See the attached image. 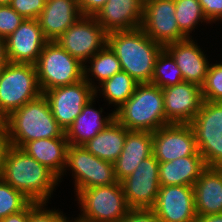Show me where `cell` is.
I'll return each instance as SVG.
<instances>
[{"instance_id":"31","label":"cell","mask_w":222,"mask_h":222,"mask_svg":"<svg viewBox=\"0 0 222 222\" xmlns=\"http://www.w3.org/2000/svg\"><path fill=\"white\" fill-rule=\"evenodd\" d=\"M32 201L0 178V220L24 210Z\"/></svg>"},{"instance_id":"27","label":"cell","mask_w":222,"mask_h":222,"mask_svg":"<svg viewBox=\"0 0 222 222\" xmlns=\"http://www.w3.org/2000/svg\"><path fill=\"white\" fill-rule=\"evenodd\" d=\"M138 84L128 73L120 71L97 85L95 96L97 93L104 95L109 105L114 104V109L118 110L133 95Z\"/></svg>"},{"instance_id":"19","label":"cell","mask_w":222,"mask_h":222,"mask_svg":"<svg viewBox=\"0 0 222 222\" xmlns=\"http://www.w3.org/2000/svg\"><path fill=\"white\" fill-rule=\"evenodd\" d=\"M143 8L141 0H108L94 18L108 33L134 30L142 25Z\"/></svg>"},{"instance_id":"14","label":"cell","mask_w":222,"mask_h":222,"mask_svg":"<svg viewBox=\"0 0 222 222\" xmlns=\"http://www.w3.org/2000/svg\"><path fill=\"white\" fill-rule=\"evenodd\" d=\"M140 28L164 47L187 38L177 24L175 0H153L144 4Z\"/></svg>"},{"instance_id":"32","label":"cell","mask_w":222,"mask_h":222,"mask_svg":"<svg viewBox=\"0 0 222 222\" xmlns=\"http://www.w3.org/2000/svg\"><path fill=\"white\" fill-rule=\"evenodd\" d=\"M46 203L31 202L29 204V222H73L59 209H48ZM65 215V216H64Z\"/></svg>"},{"instance_id":"34","label":"cell","mask_w":222,"mask_h":222,"mask_svg":"<svg viewBox=\"0 0 222 222\" xmlns=\"http://www.w3.org/2000/svg\"><path fill=\"white\" fill-rule=\"evenodd\" d=\"M45 4L44 0H11L9 5L24 19H37Z\"/></svg>"},{"instance_id":"23","label":"cell","mask_w":222,"mask_h":222,"mask_svg":"<svg viewBox=\"0 0 222 222\" xmlns=\"http://www.w3.org/2000/svg\"><path fill=\"white\" fill-rule=\"evenodd\" d=\"M95 98L99 97L94 96L86 103L82 112L65 132L69 145H84L115 119L114 111L106 117H102L104 116L101 115L103 108L101 107L99 110H96L93 107Z\"/></svg>"},{"instance_id":"45","label":"cell","mask_w":222,"mask_h":222,"mask_svg":"<svg viewBox=\"0 0 222 222\" xmlns=\"http://www.w3.org/2000/svg\"><path fill=\"white\" fill-rule=\"evenodd\" d=\"M5 65H0V76H1V73H2V70H3V67H4Z\"/></svg>"},{"instance_id":"37","label":"cell","mask_w":222,"mask_h":222,"mask_svg":"<svg viewBox=\"0 0 222 222\" xmlns=\"http://www.w3.org/2000/svg\"><path fill=\"white\" fill-rule=\"evenodd\" d=\"M107 1L108 0H78V3L82 15L95 16Z\"/></svg>"},{"instance_id":"24","label":"cell","mask_w":222,"mask_h":222,"mask_svg":"<svg viewBox=\"0 0 222 222\" xmlns=\"http://www.w3.org/2000/svg\"><path fill=\"white\" fill-rule=\"evenodd\" d=\"M68 145L66 137L45 138L27 142L21 149L52 171L60 183L66 167Z\"/></svg>"},{"instance_id":"3","label":"cell","mask_w":222,"mask_h":222,"mask_svg":"<svg viewBox=\"0 0 222 222\" xmlns=\"http://www.w3.org/2000/svg\"><path fill=\"white\" fill-rule=\"evenodd\" d=\"M107 45L119 59L122 71L139 84L151 83L156 60L164 46L141 28L109 32Z\"/></svg>"},{"instance_id":"5","label":"cell","mask_w":222,"mask_h":222,"mask_svg":"<svg viewBox=\"0 0 222 222\" xmlns=\"http://www.w3.org/2000/svg\"><path fill=\"white\" fill-rule=\"evenodd\" d=\"M114 117L128 130L155 132L169 125L162 89L151 83L138 84L133 95L114 110Z\"/></svg>"},{"instance_id":"29","label":"cell","mask_w":222,"mask_h":222,"mask_svg":"<svg viewBox=\"0 0 222 222\" xmlns=\"http://www.w3.org/2000/svg\"><path fill=\"white\" fill-rule=\"evenodd\" d=\"M175 17L180 31L187 37L201 23L211 24L204 16L198 0H175Z\"/></svg>"},{"instance_id":"35","label":"cell","mask_w":222,"mask_h":222,"mask_svg":"<svg viewBox=\"0 0 222 222\" xmlns=\"http://www.w3.org/2000/svg\"><path fill=\"white\" fill-rule=\"evenodd\" d=\"M201 4L204 16L212 24L222 22V0H198Z\"/></svg>"},{"instance_id":"28","label":"cell","mask_w":222,"mask_h":222,"mask_svg":"<svg viewBox=\"0 0 222 222\" xmlns=\"http://www.w3.org/2000/svg\"><path fill=\"white\" fill-rule=\"evenodd\" d=\"M201 91L206 108L222 124V62L210 63Z\"/></svg>"},{"instance_id":"21","label":"cell","mask_w":222,"mask_h":222,"mask_svg":"<svg viewBox=\"0 0 222 222\" xmlns=\"http://www.w3.org/2000/svg\"><path fill=\"white\" fill-rule=\"evenodd\" d=\"M82 13L78 0H49L37 18L48 41H56Z\"/></svg>"},{"instance_id":"10","label":"cell","mask_w":222,"mask_h":222,"mask_svg":"<svg viewBox=\"0 0 222 222\" xmlns=\"http://www.w3.org/2000/svg\"><path fill=\"white\" fill-rule=\"evenodd\" d=\"M66 170H72L75 194L82 189L118 183L113 163L96 157L83 145H68L63 175Z\"/></svg>"},{"instance_id":"44","label":"cell","mask_w":222,"mask_h":222,"mask_svg":"<svg viewBox=\"0 0 222 222\" xmlns=\"http://www.w3.org/2000/svg\"><path fill=\"white\" fill-rule=\"evenodd\" d=\"M141 1H142L143 5H144V4H146V3L150 2V1H153V0H141Z\"/></svg>"},{"instance_id":"41","label":"cell","mask_w":222,"mask_h":222,"mask_svg":"<svg viewBox=\"0 0 222 222\" xmlns=\"http://www.w3.org/2000/svg\"><path fill=\"white\" fill-rule=\"evenodd\" d=\"M5 39L0 37V65L8 63Z\"/></svg>"},{"instance_id":"15","label":"cell","mask_w":222,"mask_h":222,"mask_svg":"<svg viewBox=\"0 0 222 222\" xmlns=\"http://www.w3.org/2000/svg\"><path fill=\"white\" fill-rule=\"evenodd\" d=\"M151 210L161 222H196L193 186H160Z\"/></svg>"},{"instance_id":"25","label":"cell","mask_w":222,"mask_h":222,"mask_svg":"<svg viewBox=\"0 0 222 222\" xmlns=\"http://www.w3.org/2000/svg\"><path fill=\"white\" fill-rule=\"evenodd\" d=\"M127 133L128 129L114 119L83 146L96 157L114 163L123 150Z\"/></svg>"},{"instance_id":"43","label":"cell","mask_w":222,"mask_h":222,"mask_svg":"<svg viewBox=\"0 0 222 222\" xmlns=\"http://www.w3.org/2000/svg\"><path fill=\"white\" fill-rule=\"evenodd\" d=\"M4 127V119L0 116V129Z\"/></svg>"},{"instance_id":"1","label":"cell","mask_w":222,"mask_h":222,"mask_svg":"<svg viewBox=\"0 0 222 222\" xmlns=\"http://www.w3.org/2000/svg\"><path fill=\"white\" fill-rule=\"evenodd\" d=\"M221 152L222 125L169 124L153 132V155L159 163Z\"/></svg>"},{"instance_id":"26","label":"cell","mask_w":222,"mask_h":222,"mask_svg":"<svg viewBox=\"0 0 222 222\" xmlns=\"http://www.w3.org/2000/svg\"><path fill=\"white\" fill-rule=\"evenodd\" d=\"M87 62L90 65H83L84 79L94 89L97 87V84H101L106 79H109L116 73L122 71L119 59L108 45L99 50ZM91 77H95V79L93 80ZM95 80L99 81V83L95 84Z\"/></svg>"},{"instance_id":"7","label":"cell","mask_w":222,"mask_h":222,"mask_svg":"<svg viewBox=\"0 0 222 222\" xmlns=\"http://www.w3.org/2000/svg\"><path fill=\"white\" fill-rule=\"evenodd\" d=\"M76 196L82 213L74 222H119L131 209L120 182L82 189Z\"/></svg>"},{"instance_id":"42","label":"cell","mask_w":222,"mask_h":222,"mask_svg":"<svg viewBox=\"0 0 222 222\" xmlns=\"http://www.w3.org/2000/svg\"><path fill=\"white\" fill-rule=\"evenodd\" d=\"M11 0H0V5H9Z\"/></svg>"},{"instance_id":"9","label":"cell","mask_w":222,"mask_h":222,"mask_svg":"<svg viewBox=\"0 0 222 222\" xmlns=\"http://www.w3.org/2000/svg\"><path fill=\"white\" fill-rule=\"evenodd\" d=\"M35 67L42 94L52 88L70 85L84 78L83 64L56 41L47 42Z\"/></svg>"},{"instance_id":"12","label":"cell","mask_w":222,"mask_h":222,"mask_svg":"<svg viewBox=\"0 0 222 222\" xmlns=\"http://www.w3.org/2000/svg\"><path fill=\"white\" fill-rule=\"evenodd\" d=\"M53 117L64 130L72 125L86 103L95 96L94 88L83 78L76 83L45 91Z\"/></svg>"},{"instance_id":"17","label":"cell","mask_w":222,"mask_h":222,"mask_svg":"<svg viewBox=\"0 0 222 222\" xmlns=\"http://www.w3.org/2000/svg\"><path fill=\"white\" fill-rule=\"evenodd\" d=\"M197 216L222 213V152L193 185Z\"/></svg>"},{"instance_id":"8","label":"cell","mask_w":222,"mask_h":222,"mask_svg":"<svg viewBox=\"0 0 222 222\" xmlns=\"http://www.w3.org/2000/svg\"><path fill=\"white\" fill-rule=\"evenodd\" d=\"M41 94L35 65L8 62L3 67L0 76V116L3 119Z\"/></svg>"},{"instance_id":"20","label":"cell","mask_w":222,"mask_h":222,"mask_svg":"<svg viewBox=\"0 0 222 222\" xmlns=\"http://www.w3.org/2000/svg\"><path fill=\"white\" fill-rule=\"evenodd\" d=\"M218 155H191L159 163L160 186H193Z\"/></svg>"},{"instance_id":"30","label":"cell","mask_w":222,"mask_h":222,"mask_svg":"<svg viewBox=\"0 0 222 222\" xmlns=\"http://www.w3.org/2000/svg\"><path fill=\"white\" fill-rule=\"evenodd\" d=\"M183 81L181 70L176 65L174 58L163 49L156 60L151 84L162 89Z\"/></svg>"},{"instance_id":"36","label":"cell","mask_w":222,"mask_h":222,"mask_svg":"<svg viewBox=\"0 0 222 222\" xmlns=\"http://www.w3.org/2000/svg\"><path fill=\"white\" fill-rule=\"evenodd\" d=\"M119 222H161L151 209L131 208Z\"/></svg>"},{"instance_id":"16","label":"cell","mask_w":222,"mask_h":222,"mask_svg":"<svg viewBox=\"0 0 222 222\" xmlns=\"http://www.w3.org/2000/svg\"><path fill=\"white\" fill-rule=\"evenodd\" d=\"M48 40L37 19H24L5 39L8 61L35 65Z\"/></svg>"},{"instance_id":"33","label":"cell","mask_w":222,"mask_h":222,"mask_svg":"<svg viewBox=\"0 0 222 222\" xmlns=\"http://www.w3.org/2000/svg\"><path fill=\"white\" fill-rule=\"evenodd\" d=\"M23 20L24 18L10 5H0V37L6 39L20 26Z\"/></svg>"},{"instance_id":"18","label":"cell","mask_w":222,"mask_h":222,"mask_svg":"<svg viewBox=\"0 0 222 222\" xmlns=\"http://www.w3.org/2000/svg\"><path fill=\"white\" fill-rule=\"evenodd\" d=\"M194 41L192 38H186L167 44L164 49L174 58L183 80L201 87L206 79L210 62L204 50L202 51L197 41Z\"/></svg>"},{"instance_id":"39","label":"cell","mask_w":222,"mask_h":222,"mask_svg":"<svg viewBox=\"0 0 222 222\" xmlns=\"http://www.w3.org/2000/svg\"><path fill=\"white\" fill-rule=\"evenodd\" d=\"M0 222H29V205L24 210L1 219Z\"/></svg>"},{"instance_id":"38","label":"cell","mask_w":222,"mask_h":222,"mask_svg":"<svg viewBox=\"0 0 222 222\" xmlns=\"http://www.w3.org/2000/svg\"><path fill=\"white\" fill-rule=\"evenodd\" d=\"M10 146L11 144L8 139L7 131L5 127H3L0 129V176L2 172V166L5 162L6 153Z\"/></svg>"},{"instance_id":"13","label":"cell","mask_w":222,"mask_h":222,"mask_svg":"<svg viewBox=\"0 0 222 222\" xmlns=\"http://www.w3.org/2000/svg\"><path fill=\"white\" fill-rule=\"evenodd\" d=\"M159 162L151 155L120 183L130 208L151 209L160 189Z\"/></svg>"},{"instance_id":"22","label":"cell","mask_w":222,"mask_h":222,"mask_svg":"<svg viewBox=\"0 0 222 222\" xmlns=\"http://www.w3.org/2000/svg\"><path fill=\"white\" fill-rule=\"evenodd\" d=\"M153 155V132L128 130L123 150L113 163L118 182L127 178L139 163Z\"/></svg>"},{"instance_id":"40","label":"cell","mask_w":222,"mask_h":222,"mask_svg":"<svg viewBox=\"0 0 222 222\" xmlns=\"http://www.w3.org/2000/svg\"><path fill=\"white\" fill-rule=\"evenodd\" d=\"M196 222H222V213L205 215V216H197Z\"/></svg>"},{"instance_id":"6","label":"cell","mask_w":222,"mask_h":222,"mask_svg":"<svg viewBox=\"0 0 222 222\" xmlns=\"http://www.w3.org/2000/svg\"><path fill=\"white\" fill-rule=\"evenodd\" d=\"M162 92L168 124L222 125L206 108L199 85L183 81Z\"/></svg>"},{"instance_id":"4","label":"cell","mask_w":222,"mask_h":222,"mask_svg":"<svg viewBox=\"0 0 222 222\" xmlns=\"http://www.w3.org/2000/svg\"><path fill=\"white\" fill-rule=\"evenodd\" d=\"M4 127L11 146L18 148L32 140L66 137L43 94L13 111L4 119Z\"/></svg>"},{"instance_id":"11","label":"cell","mask_w":222,"mask_h":222,"mask_svg":"<svg viewBox=\"0 0 222 222\" xmlns=\"http://www.w3.org/2000/svg\"><path fill=\"white\" fill-rule=\"evenodd\" d=\"M108 32L94 16H81L57 40L58 44L83 65L107 45Z\"/></svg>"},{"instance_id":"2","label":"cell","mask_w":222,"mask_h":222,"mask_svg":"<svg viewBox=\"0 0 222 222\" xmlns=\"http://www.w3.org/2000/svg\"><path fill=\"white\" fill-rule=\"evenodd\" d=\"M0 178L37 203H49L59 184V178L52 171L14 146H10L6 153Z\"/></svg>"}]
</instances>
